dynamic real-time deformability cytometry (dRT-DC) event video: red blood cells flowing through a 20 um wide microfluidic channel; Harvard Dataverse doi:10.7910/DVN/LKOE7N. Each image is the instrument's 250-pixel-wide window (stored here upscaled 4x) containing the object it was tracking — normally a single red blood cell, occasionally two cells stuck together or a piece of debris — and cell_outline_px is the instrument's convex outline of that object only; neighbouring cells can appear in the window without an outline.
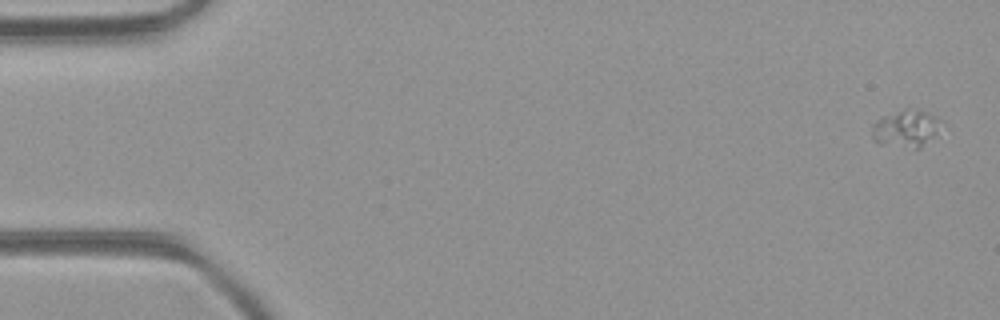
{"species": "common noctule bat (a hibernating species)", "species_latin": "Nyctalus noctula", "temperature_condition": "room temperature", "stored_images_in_passage": 5, "camera_frame_rate_fps": 3000, "um_per_image_px": 0.085, "animal": {"sex": "female", "body_mass_g": 21.9}, "frame": {"image": 1, "passage_image": 1, "time_ms": 0.0, "image_size_px": [1000, 320], "cell_outline_px": [[936, 132], [920, 148], [916, 148], [880, 144], [872, 140], [872, 124], [880, 116], [904, 108], [928, 112], [936, 116]], "centroid_in_image_um": [76.88, 10.91], "position_along_channel_um": 8.1, "area_um2": 14.62}}